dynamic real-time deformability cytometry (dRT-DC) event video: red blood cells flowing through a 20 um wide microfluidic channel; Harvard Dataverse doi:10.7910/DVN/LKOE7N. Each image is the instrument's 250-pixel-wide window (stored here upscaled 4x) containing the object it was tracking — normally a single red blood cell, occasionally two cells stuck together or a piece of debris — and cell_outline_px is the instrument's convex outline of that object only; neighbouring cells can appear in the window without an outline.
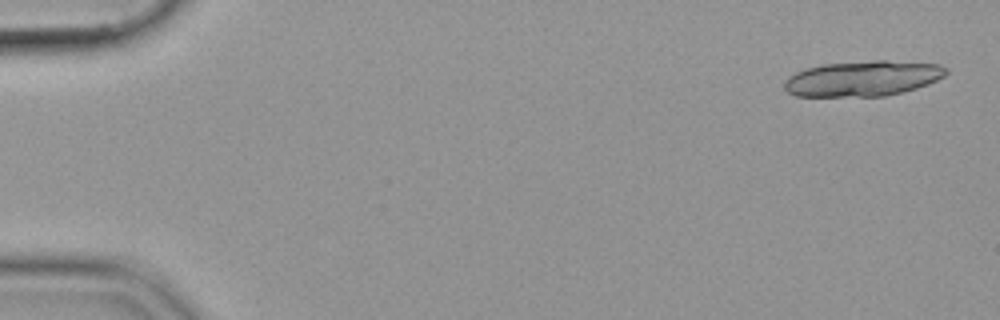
{"species": "common noctule bat (a hibernating species)", "species_latin": "Nyctalus noctula", "temperature_condition": "cold", "stored_images_in_passage": 19, "camera_frame_rate_fps": 3000, "um_per_image_px": 0.085, "animal": {"sex": "female", "body_mass_g": 19.9}, "frame": {"image": 1, "passage_image": 2, "time_ms": 0.333, "image_size_px": [1000, 320], "cell_outline_px": [[948, 72], [944, 76], [928, 84], [916, 88], [884, 96], [796, 96], [788, 92], [784, 88], [784, 80], [788, 76], [796, 72], [820, 64], [872, 60], [884, 60], [940, 64], [948, 68]], "centroid_in_image_um": [73.33, 6.66], "position_along_channel_um": 11.7, "area_um2": 33.47}}